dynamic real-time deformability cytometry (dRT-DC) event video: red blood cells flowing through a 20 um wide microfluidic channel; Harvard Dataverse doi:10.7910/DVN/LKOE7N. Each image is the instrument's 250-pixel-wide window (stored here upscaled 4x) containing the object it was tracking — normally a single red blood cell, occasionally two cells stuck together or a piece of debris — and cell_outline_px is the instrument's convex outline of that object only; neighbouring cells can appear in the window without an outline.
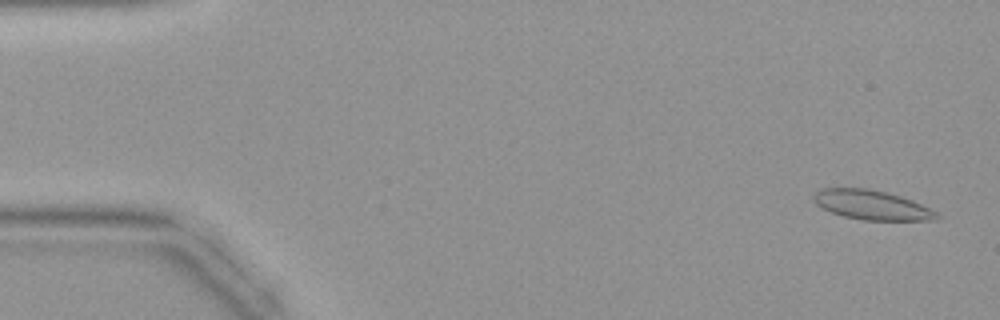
{"species": "common noctule bat (a hibernating species)", "species_latin": "Nyctalus noctula", "temperature_condition": "warm", "stored_images_in_passage": 43, "camera_frame_rate_fps": 3000, "um_per_image_px": 0.085, "animal": {"sex": "female", "body_mass_g": 19.9}, "frame": {"image": 1, "passage_image": 2, "time_ms": 0.333, "image_size_px": [1000, 320], "cell_outline_px": [[940, 216], [936, 220], [864, 220], [844, 216], [832, 212], [816, 204], [812, 200], [812, 196], [820, 188], [868, 188], [888, 192], [912, 200], [936, 212]], "centroid_in_image_um": [74.08, 17.41], "position_along_channel_um": 10.9, "area_um2": 21.04}}
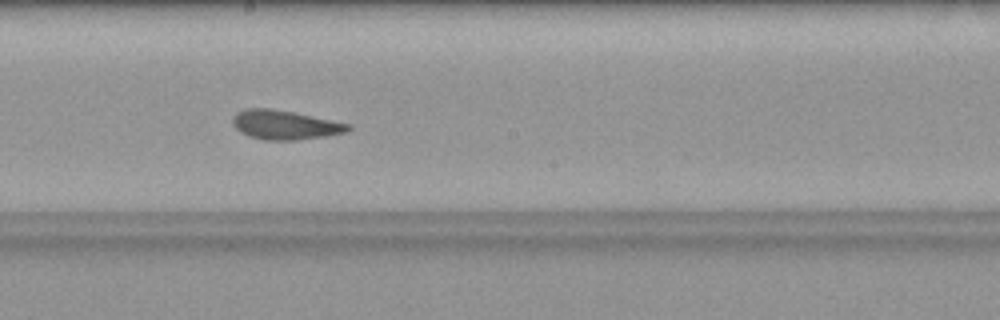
{"frame": {"image": 2, "passage_image": 24, "time_ms": 7.667, "image_size_px": [1000, 320], "cell_outline_px": [[352, 128], [348, 132], [328, 136], [296, 140], [264, 140], [248, 136], [240, 132], [232, 124], [232, 120], [236, 112], [244, 108], [272, 108], [296, 112], [352, 124]], "centroid_in_image_um": [24.25, 10.61], "position_along_channel_um": 224.0, "area_um2": 20.11}}
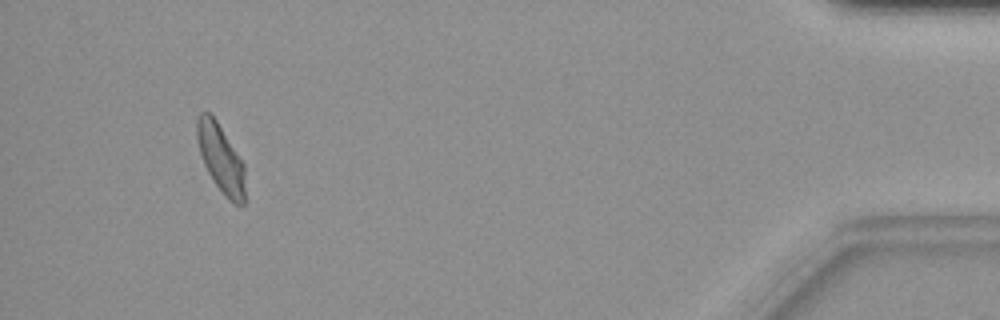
{"frame": {"image": 3, "passage_image": 41, "time_ms": 13.333, "image_size_px": [1000, 320], "cell_outline_px": [[244, 204], [236, 204], [228, 200], [224, 196], [208, 172], [204, 164], [200, 152], [196, 136], [196, 120], [200, 112], [208, 112], [216, 120], [244, 164]], "centroid_in_image_um": [18.75, 13.46], "position_along_channel_um": 416.5, "area_um2": 18.79}}